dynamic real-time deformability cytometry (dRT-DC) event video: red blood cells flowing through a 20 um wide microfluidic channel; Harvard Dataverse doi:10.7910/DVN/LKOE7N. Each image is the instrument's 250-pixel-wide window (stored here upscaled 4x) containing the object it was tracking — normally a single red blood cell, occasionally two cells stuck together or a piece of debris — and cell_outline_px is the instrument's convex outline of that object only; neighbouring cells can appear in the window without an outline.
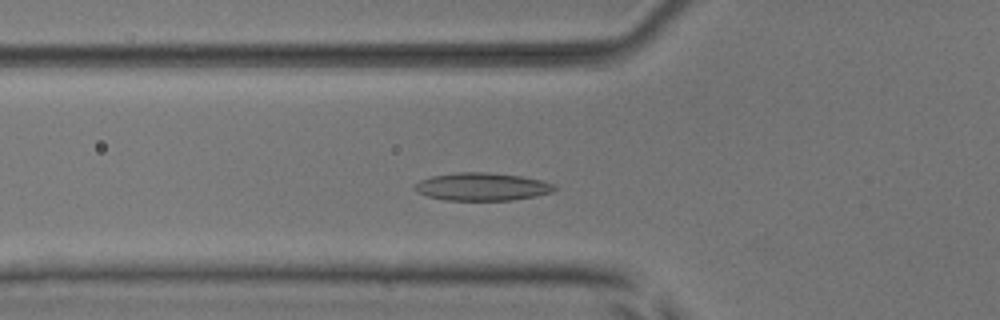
{"species": "common noctule bat (a hibernating species)", "species_latin": "Nyctalus noctula", "temperature_condition": "room temperature", "stored_images_in_passage": 21, "camera_frame_rate_fps": 3000, "um_per_image_px": 0.085, "animal": {"sex": "male", "body_mass_g": 17.9, "forearm_length_mm": 54.2}, "frame": {"image": 1, "passage_image": 3, "time_ms": 0.667, "image_size_px": [1000, 320], "cell_outline_px": [[560, 188], [552, 192], [536, 196], [512, 200], [444, 200], [428, 196], [416, 192], [412, 188], [420, 180], [432, 176], [456, 172], [484, 172], [520, 176], [544, 180], [556, 184]], "centroid_in_image_um": [41.02, 15.87], "position_along_channel_um": 84.8, "area_um2": 22.89}}
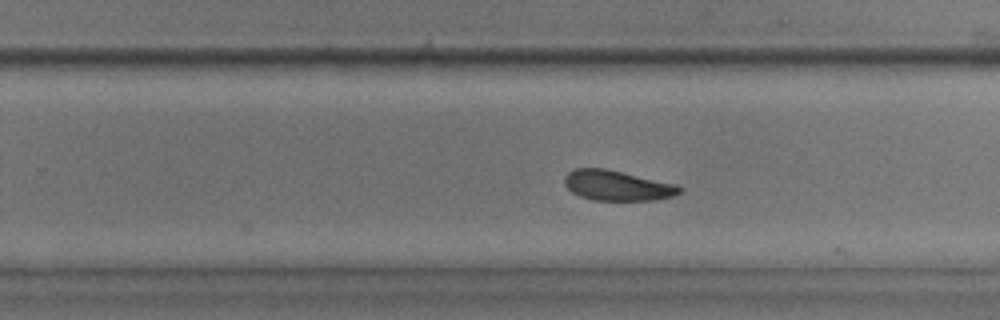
{"frame": {"image": 2, "passage_image": 18, "time_ms": 5.667, "image_size_px": [1000, 320], "cell_outline_px": [[684, 192], [672, 196], [648, 200], [592, 200], [580, 196], [572, 192], [564, 184], [564, 176], [568, 172], [576, 168], [604, 168], [676, 184], [684, 188]], "centroid_in_image_um": [52.46, 15.77], "position_along_channel_um": 277.3, "area_um2": 20.17}}
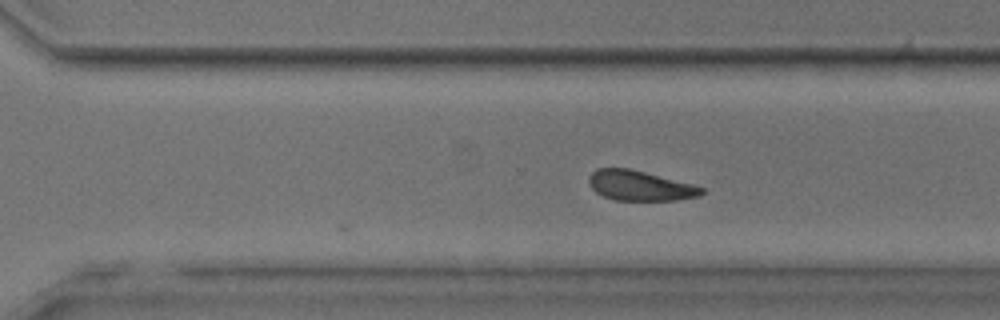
{"frame": {"image": 3, "passage_image": 21, "time_ms": 6.667, "image_size_px": [1000, 320], "cell_outline_px": [[704, 192], [700, 196], [676, 200], [616, 200], [604, 196], [596, 192], [588, 184], [588, 176], [596, 168], [628, 168], [692, 184], [704, 188]], "centroid_in_image_um": [54.37, 15.78], "position_along_channel_um": 316.2, "area_um2": 19.59}}